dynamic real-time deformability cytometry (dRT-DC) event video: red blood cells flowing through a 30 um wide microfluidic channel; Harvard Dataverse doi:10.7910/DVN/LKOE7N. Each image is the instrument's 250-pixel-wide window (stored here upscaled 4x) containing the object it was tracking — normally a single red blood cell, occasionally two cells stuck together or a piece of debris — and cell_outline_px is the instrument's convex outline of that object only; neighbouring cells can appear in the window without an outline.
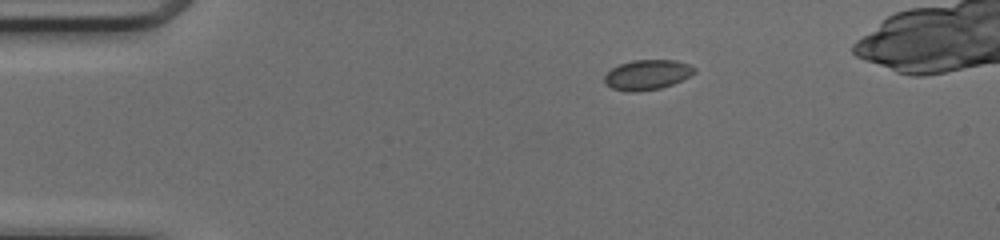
{"species": "common noctule bat (a hibernating species)", "species_latin": "Nyctalus noctula", "temperature_condition": "cold", "stored_images_in_passage": 40, "camera_frame_rate_fps": 3000, "um_per_image_px": 0.085, "animal": {"sex": "female", "body_mass_g": 17.0, "forearm_length_mm": 48.0}, "frame": {"image": 1, "passage_image": 1, "time_ms": 0.0, "image_size_px": [1000, 240], "cell_outline_px": [[696, 72], [672, 84], [660, 88], [636, 92], [628, 92], [612, 88], [604, 80], [604, 76], [612, 68], [620, 64], [632, 60], [676, 60], [688, 64], [696, 68]], "centroid_in_image_um": [55.01, 6.35], "position_along_channel_um": 30.0, "area_um2": 15.55}}
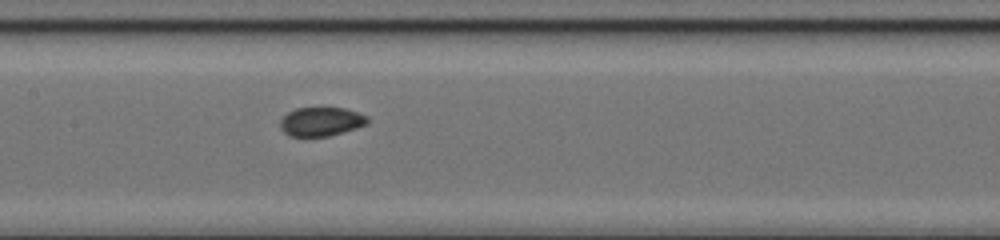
{"frame": {"image": 2, "passage_image": 16, "time_ms": 5.0, "image_size_px": [1000, 240], "cell_outline_px": [[368, 124], [356, 128], [328, 136], [288, 136], [280, 128], [280, 120], [288, 112], [296, 108], [344, 108], [368, 116]], "centroid_in_image_um": [27.28, 10.34], "position_along_channel_um": 180.1, "area_um2": 14.62}}
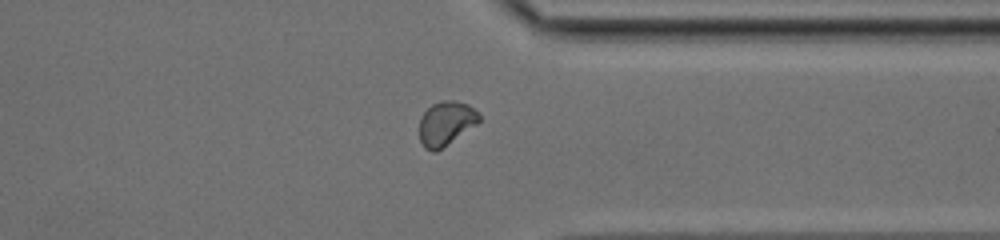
{"frame": {"image": 3, "passage_image": 30, "time_ms": 9.667, "image_size_px": [1000, 240], "cell_outline_px": [[480, 120], [476, 124], [436, 152], [432, 152], [424, 148], [420, 140], [420, 116], [432, 104], [440, 100], [452, 100], [468, 104], [480, 116]], "centroid_in_image_um": [37.87, 10.48], "position_along_channel_um": 373.5, "area_um2": 15.2}, "authors_computed_cell_mechanics": {"area_um2": 15.1147, "velocity_mm_per_s": 4.2086, "shape_relaxation_time_tau1_ms": null, "shape_relaxation_time_tau2_ms": 1.1319, "deformation_change_tau1": null, "deformation_change_tau2": 0.0235}}